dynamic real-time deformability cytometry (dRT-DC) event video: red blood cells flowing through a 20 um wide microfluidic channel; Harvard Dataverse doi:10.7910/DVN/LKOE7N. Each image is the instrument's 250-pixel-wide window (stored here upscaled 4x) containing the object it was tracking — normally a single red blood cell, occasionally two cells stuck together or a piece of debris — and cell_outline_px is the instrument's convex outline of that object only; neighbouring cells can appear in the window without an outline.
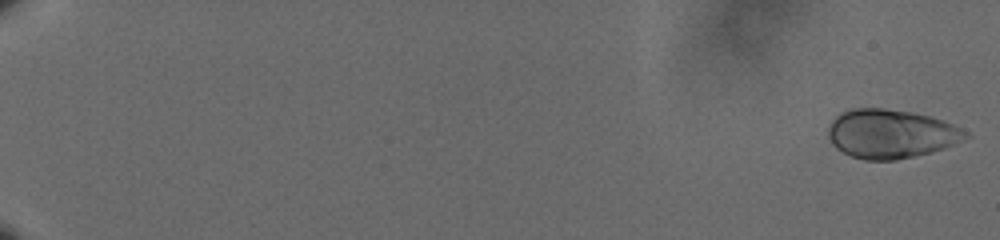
{"species": "human", "species_latin": "Homo sapiens", "temperature_condition": "cold", "stored_images_in_passage": 60, "camera_frame_rate_fps": 3000, "um_per_image_px": 0.085, "donor": {"sex": "male"}, "frame": {"image": 1, "passage_image": 1, "time_ms": 0.0, "image_size_px": [1000, 240], "cell_outline_px": [[972, 136], [944, 148], [932, 152], [896, 160], [864, 160], [852, 156], [836, 148], [832, 144], [828, 136], [828, 124], [840, 112], [848, 108], [884, 108], [912, 112], [928, 116], [952, 124], [968, 132]], "centroid_in_image_um": [75.69, 11.37], "position_along_channel_um": 9.3, "area_um2": 39.25}}
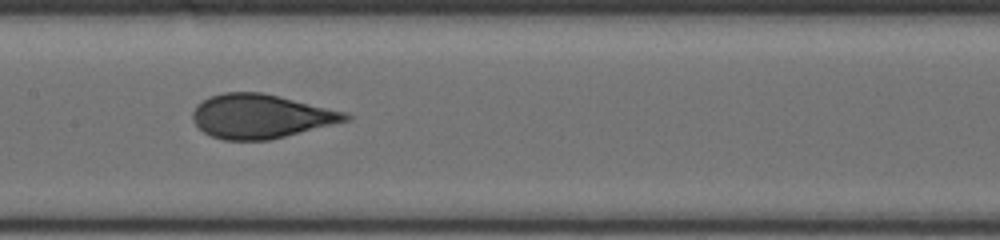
{"frame": {"image": 2, "passage_image": 34, "time_ms": 11.0, "image_size_px": [1000, 240], "cell_outline_px": [[352, 116], [348, 120], [268, 140], [224, 140], [212, 136], [204, 132], [196, 124], [192, 116], [192, 112], [196, 104], [212, 96], [224, 92], [260, 92], [344, 112]], "centroid_in_image_um": [22.1, 9.88], "position_along_channel_um": 185.3, "area_um2": 38.38}}
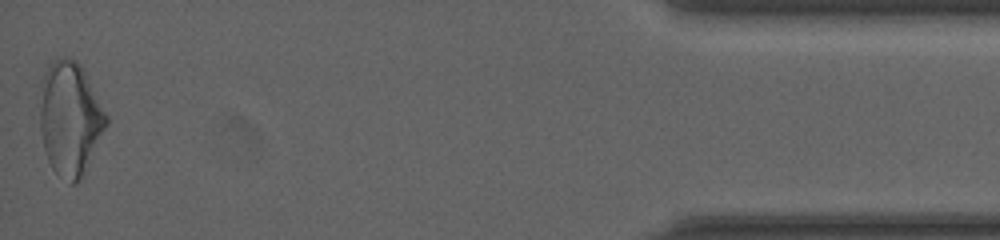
{"frame": {"image": 3, "passage_image": 60, "time_ms": 19.667, "image_size_px": [1000, 240], "cell_outline_px": [[108, 124], [84, 176], [76, 184], [72, 184], [56, 172], [52, 168], [48, 160], [44, 148], [40, 128], [40, 108], [44, 72], [48, 64], [56, 56], [72, 56], [80, 64], [108, 116]], "centroid_in_image_um": [5.97, 10.06], "position_along_channel_um": 429.2, "area_um2": 44.22}, "authors_computed_cell_mechanics": {"area_um2": 38.7549, "velocity_mm_per_s": 3.6151, "shape_relaxation_time_tau1_ms": 4.7499, "shape_relaxation_time_tau2_ms": null, "deformation_change_tau1": 0.1594, "deformation_change_tau2": null}}